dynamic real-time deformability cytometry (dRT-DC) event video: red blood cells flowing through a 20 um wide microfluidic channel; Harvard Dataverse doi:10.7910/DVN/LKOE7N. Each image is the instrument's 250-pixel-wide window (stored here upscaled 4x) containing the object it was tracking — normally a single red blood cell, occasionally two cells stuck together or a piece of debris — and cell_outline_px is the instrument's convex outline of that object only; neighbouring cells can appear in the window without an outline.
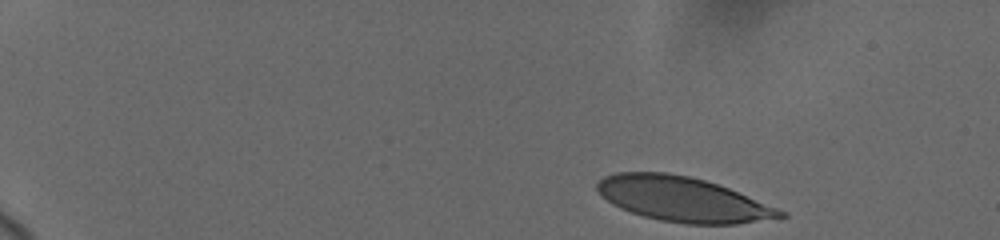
{"species": "human", "species_latin": "Homo sapiens", "temperature_condition": "cold", "stored_images_in_passage": 22, "camera_frame_rate_fps": 3000, "um_per_image_px": 0.085, "donor": {"sex": "female"}, "frame": {"image": 1, "passage_image": 1, "time_ms": 0.0, "image_size_px": [1000, 240], "cell_outline_px": [[788, 216], [736, 224], [684, 224], [660, 220], [644, 216], [620, 208], [612, 204], [596, 188], [596, 184], [604, 176], [616, 172], [668, 172], [688, 176], [704, 180], [728, 188], [788, 212]], "centroid_in_image_um": [58.04, 16.93], "position_along_channel_um": 27.0, "area_um2": 47.4}}
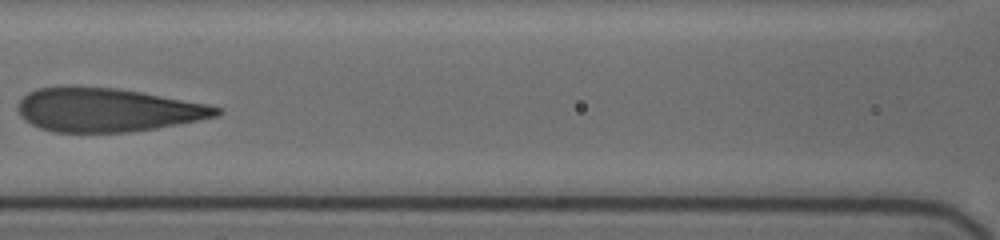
{"frame": {"image": 2, "passage_image": 13, "time_ms": 7.0, "image_size_px": [1000, 240], "cell_outline_px": [[224, 112], [216, 116], [156, 128], [132, 132], [52, 132], [40, 128], [24, 120], [20, 116], [16, 108], [20, 100], [28, 92], [36, 88], [56, 84], [72, 84], [120, 88], [208, 104], [224, 108]], "centroid_in_image_um": [9.05, 9.3], "position_along_channel_um": 157.5, "area_um2": 51.56}}
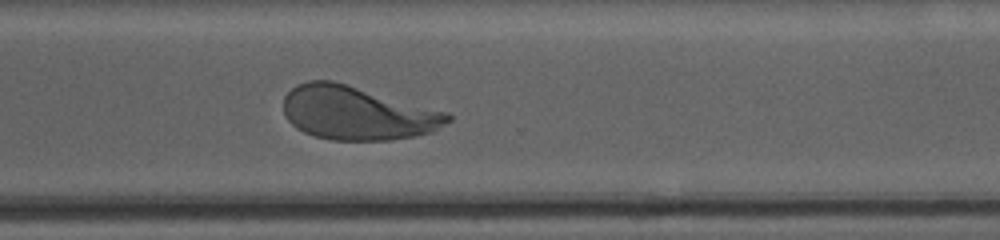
{"frame": {"image": 3, "passage_image": 22, "time_ms": 12.0, "image_size_px": [1000, 240], "cell_outline_px": [[452, 120], [432, 132], [416, 136], [388, 140], [332, 140], [312, 136], [296, 128], [288, 120], [284, 112], [284, 96], [296, 84], [308, 80], [332, 80], [448, 112], [452, 116]], "centroid_in_image_um": [30.35, 9.61], "position_along_channel_um": 340.2, "area_um2": 51.44}}